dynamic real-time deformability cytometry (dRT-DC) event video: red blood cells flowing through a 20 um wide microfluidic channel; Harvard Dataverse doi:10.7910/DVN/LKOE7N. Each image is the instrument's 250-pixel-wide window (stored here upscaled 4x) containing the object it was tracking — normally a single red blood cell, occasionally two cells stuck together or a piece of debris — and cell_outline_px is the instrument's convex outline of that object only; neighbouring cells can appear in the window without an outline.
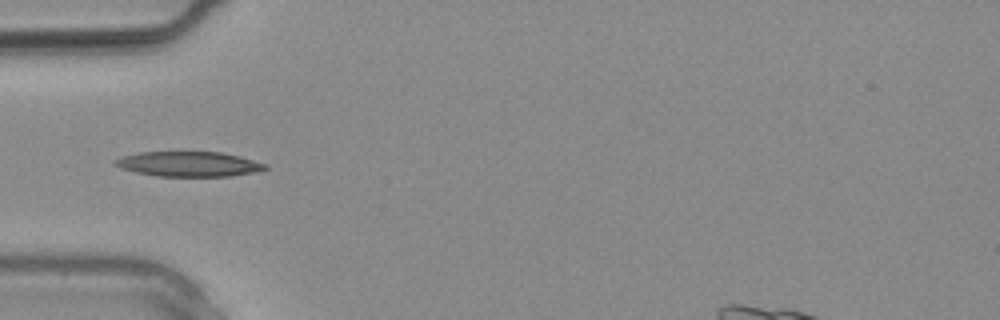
{"species": "common noctule bat (a hibernating species)", "species_latin": "Nyctalus noctula", "temperature_condition": "warm", "stored_images_in_passage": 2, "camera_frame_rate_fps": 3000, "um_per_image_px": 0.085, "animal": {"sex": "male", "body_mass_g": 20.4}, "frame": {"image": 1, "passage_image": 2, "time_ms": 0.333, "image_size_px": [1000, 320], "cell_outline_px": [[268, 168], [252, 172], [228, 176], [160, 176], [136, 172], [120, 168], [112, 164], [112, 160], [120, 156], [140, 152], [220, 152], [240, 156], [268, 164]], "centroid_in_image_um": [15.99, 13.93], "position_along_channel_um": 69.0, "area_um2": 21.85}}